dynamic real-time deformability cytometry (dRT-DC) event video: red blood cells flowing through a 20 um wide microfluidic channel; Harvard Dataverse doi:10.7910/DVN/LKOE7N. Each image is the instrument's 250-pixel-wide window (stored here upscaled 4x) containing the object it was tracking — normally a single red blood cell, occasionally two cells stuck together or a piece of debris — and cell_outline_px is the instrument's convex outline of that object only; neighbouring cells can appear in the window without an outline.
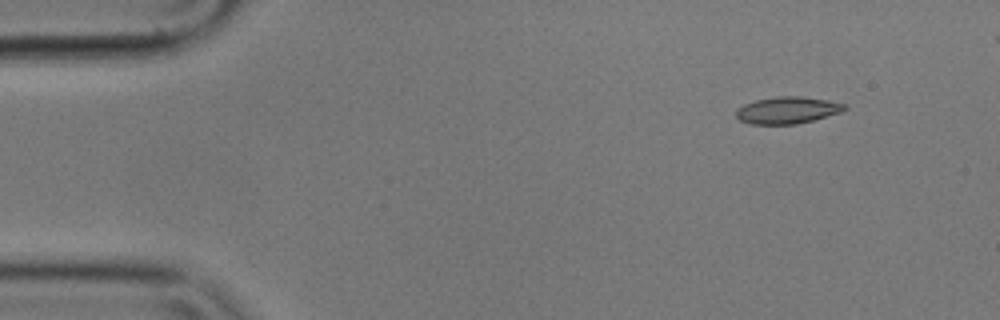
{"species": "common noctule bat (a hibernating species)", "species_latin": "Nyctalus noctula", "temperature_condition": "cold", "stored_images_in_passage": 9, "camera_frame_rate_fps": 3000, "um_per_image_px": 0.085, "animal": {"sex": "male", "body_mass_g": 17.9}, "frame": {"image": 1, "passage_image": 2, "time_ms": 0.333, "image_size_px": [1000, 320], "cell_outline_px": [[848, 108], [840, 112], [812, 120], [796, 124], [748, 124], [740, 120], [736, 116], [736, 112], [744, 104], [756, 100], [776, 96], [800, 96], [828, 100], [844, 104]], "centroid_in_image_um": [66.92, 9.36], "position_along_channel_um": 18.1, "area_um2": 16.82}}
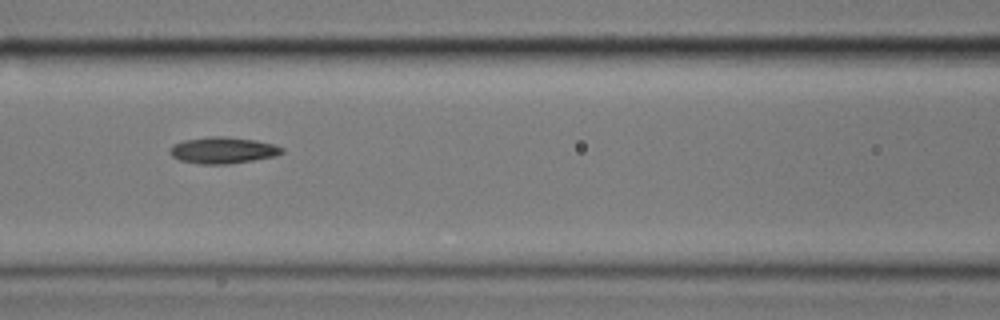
{"frame": {"image": 2, "passage_image": 7, "time_ms": 2.0, "image_size_px": [1000, 320], "cell_outline_px": [[284, 152], [276, 156], [228, 164], [200, 164], [180, 160], [172, 156], [168, 152], [172, 144], [184, 140], [212, 136], [224, 136], [256, 140], [272, 144], [284, 148]], "centroid_in_image_um": [18.93, 12.77], "position_along_channel_um": 147.7, "area_um2": 17.28}}
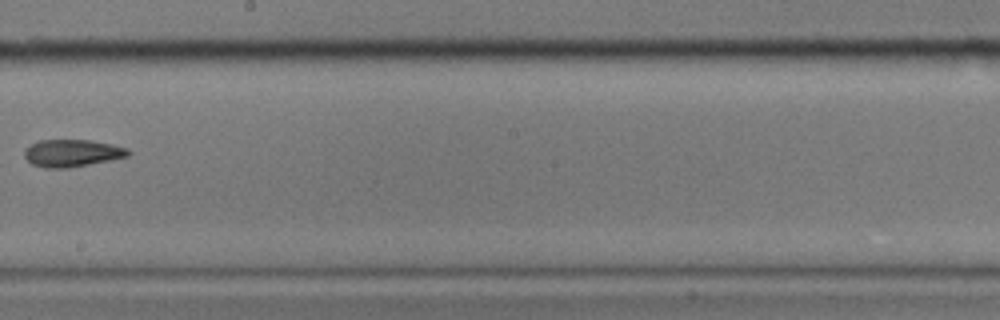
{"frame": {"image": 3, "passage_image": 9, "time_ms": 2.667, "image_size_px": [1000, 320], "cell_outline_px": [[132, 152], [128, 156], [68, 168], [44, 168], [32, 164], [24, 156], [24, 152], [32, 144], [40, 140], [88, 140], [112, 144], [128, 148]], "centroid_in_image_um": [6.14, 13.01], "position_along_channel_um": 242.1, "area_um2": 16.3}}